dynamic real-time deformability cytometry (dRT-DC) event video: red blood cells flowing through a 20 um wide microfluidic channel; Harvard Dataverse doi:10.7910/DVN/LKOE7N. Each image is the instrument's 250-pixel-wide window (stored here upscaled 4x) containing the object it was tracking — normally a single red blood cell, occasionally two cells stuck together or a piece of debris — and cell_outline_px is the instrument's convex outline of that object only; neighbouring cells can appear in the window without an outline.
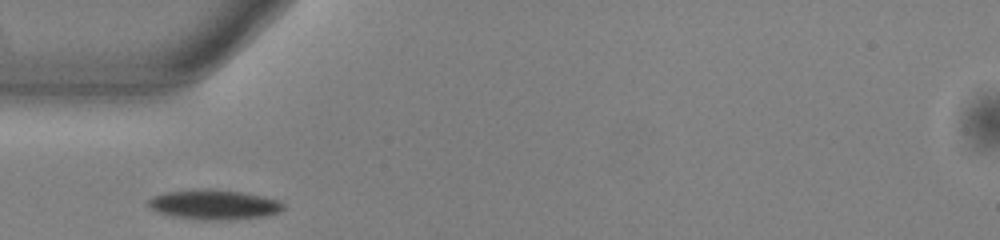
{"species": "common noctule bat (a hibernating species)", "species_latin": "Nyctalus noctula", "temperature_condition": "warm", "stored_images_in_passage": 27, "camera_frame_rate_fps": 3000, "um_per_image_px": 0.085, "animal": {"sex": "male", "body_mass_g": 13.0, "forearm_length_mm": 53.1}, "frame": {"image": 1, "passage_image": 1, "time_ms": 0.0, "image_size_px": [1000, 240], "cell_outline_px": [[284, 208], [280, 212], [268, 216], [220, 220], [204, 220], [172, 216], [156, 212], [148, 204], [148, 200], [152, 196], [164, 192], [204, 188], [208, 188], [244, 192], [264, 196], [280, 200], [284, 204]], "centroid_in_image_um": [18.22, 17.38], "position_along_channel_um": 66.8, "area_um2": 23.76}}
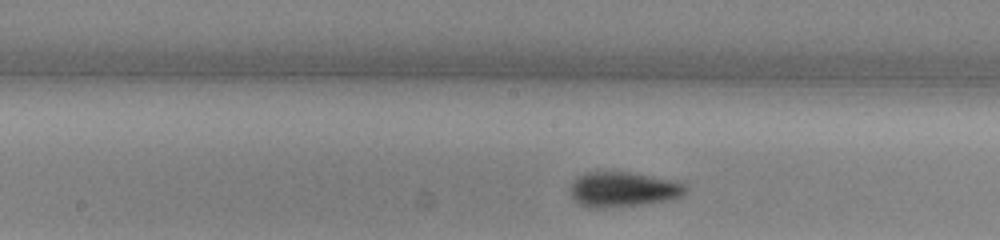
{"frame": {"image": 2, "passage_image": 11, "time_ms": 3.333, "image_size_px": [1000, 240], "cell_outline_px": [[688, 192], [672, 200], [612, 208], [588, 208], [580, 204], [568, 192], [568, 188], [572, 180], [584, 172], [628, 172], [676, 180], [684, 184], [688, 188]], "centroid_in_image_um": [52.95, 16.1], "position_along_channel_um": 195.3, "area_um2": 24.04}}
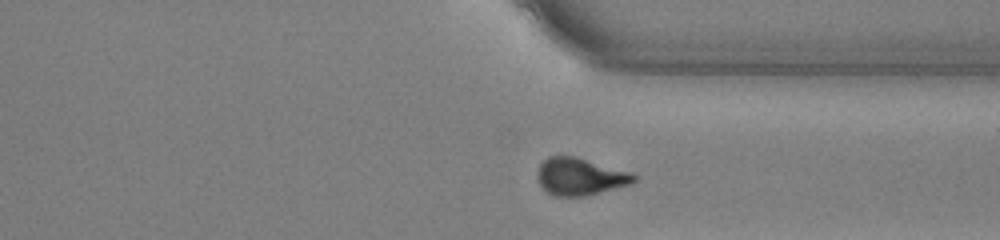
{"frame": {"image": 3, "passage_image": 24, "time_ms": 7.667, "image_size_px": [1000, 240], "cell_outline_px": [[636, 180], [632, 184], [584, 196], [552, 196], [540, 184], [536, 176], [540, 164], [548, 156], [576, 156], [632, 172], [636, 176]], "centroid_in_image_um": [49.32, 15.0], "position_along_channel_um": 362.1, "area_um2": 21.04}, "authors_computed_cell_mechanics": {"area_um2": 23.12, "velocity_mm_per_s": 3.8523, "shape_relaxation_time_tau1_ms": 2.9399, "shape_relaxation_time_tau2_ms": 3.5254, "deformation_change_tau1": 0.129, "deformation_change_tau2": 0.0836}}